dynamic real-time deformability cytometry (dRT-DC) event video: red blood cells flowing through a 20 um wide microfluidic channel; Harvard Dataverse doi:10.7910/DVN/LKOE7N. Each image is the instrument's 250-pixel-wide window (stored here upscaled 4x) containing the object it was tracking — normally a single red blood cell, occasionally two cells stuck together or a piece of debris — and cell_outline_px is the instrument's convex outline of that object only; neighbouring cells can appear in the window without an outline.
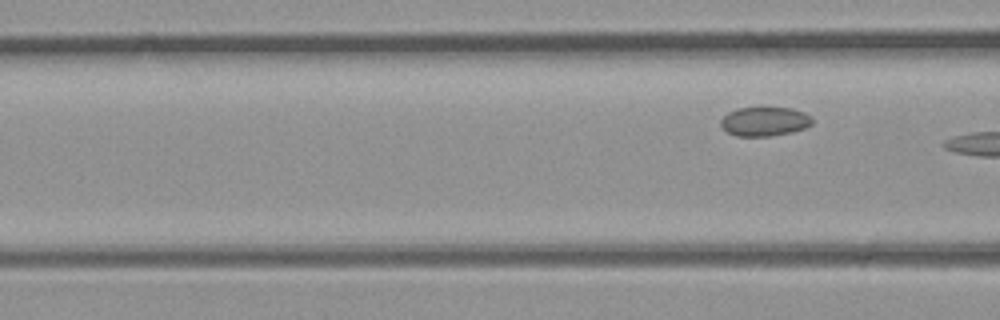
{"species": "common noctule bat (a hibernating species)", "species_latin": "Nyctalus noctula", "temperature_condition": "room temperature", "stored_images_in_passage": 4, "camera_frame_rate_fps": 3000, "um_per_image_px": 0.085, "animal": {"sex": "male", "body_mass_g": 23.1, "forearm_length_mm": 52.7}, "frame": {"image": 1, "passage_image": 4, "time_ms": 1.0, "image_size_px": [1000, 320], "cell_outline_px": [[812, 124], [804, 128], [792, 132], [768, 136], [736, 136], [728, 132], [720, 124], [720, 120], [728, 112], [736, 108], [792, 108], [804, 112], [812, 116]], "centroid_in_image_um": [65.0, 10.32], "position_along_channel_um": 101.6, "area_um2": 15.49}}